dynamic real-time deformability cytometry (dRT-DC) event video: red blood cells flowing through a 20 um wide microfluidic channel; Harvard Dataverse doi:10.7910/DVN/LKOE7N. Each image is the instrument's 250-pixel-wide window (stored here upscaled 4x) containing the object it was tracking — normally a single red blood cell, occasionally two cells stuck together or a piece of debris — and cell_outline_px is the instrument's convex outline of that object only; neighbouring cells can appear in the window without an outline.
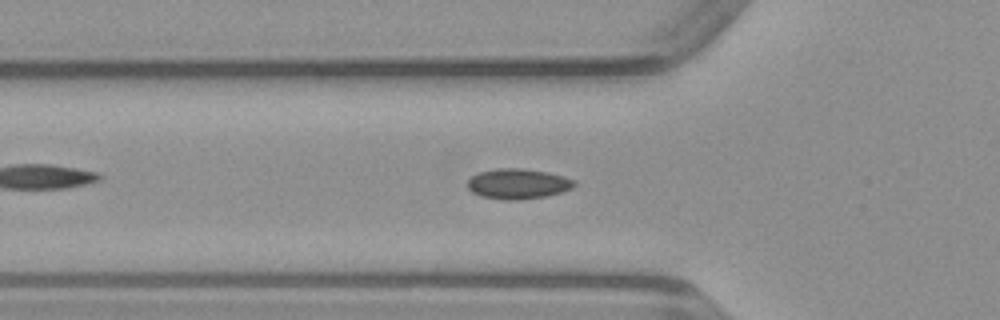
{"species": "common noctule bat (a hibernating species)", "species_latin": "Nyctalus noctula", "temperature_condition": "warm", "stored_images_in_passage": 49, "camera_frame_rate_fps": 3000, "um_per_image_px": 0.085, "animal": {"sex": "male", "body_mass_g": 23.1, "forearm_length_mm": 52.7}, "frame": {"image": 1, "passage_image": 15, "time_ms": 4.667, "image_size_px": [1000, 320], "cell_outline_px": [[576, 184], [572, 188], [548, 196], [520, 200], [504, 200], [480, 196], [472, 192], [468, 188], [468, 180], [472, 176], [480, 172], [496, 168], [520, 168], [548, 172], [564, 176], [576, 180]], "centroid_in_image_um": [44.04, 15.63], "position_along_channel_um": 81.8, "area_um2": 18.96}}
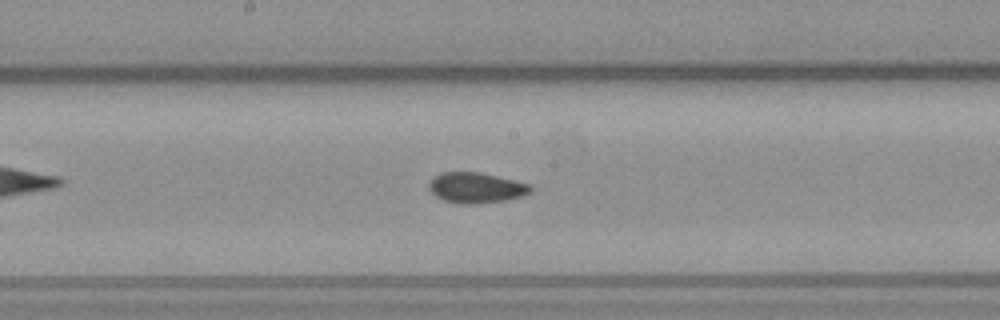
{"frame": {"image": 2, "passage_image": 24, "time_ms": 7.667, "image_size_px": [1000, 320], "cell_outline_px": [[532, 192], [524, 196], [504, 200], [476, 204], [460, 204], [444, 200], [436, 196], [428, 188], [428, 184], [440, 172], [480, 172], [532, 184]], "centroid_in_image_um": [40.51, 15.96], "position_along_channel_um": 207.7, "area_um2": 18.15}}
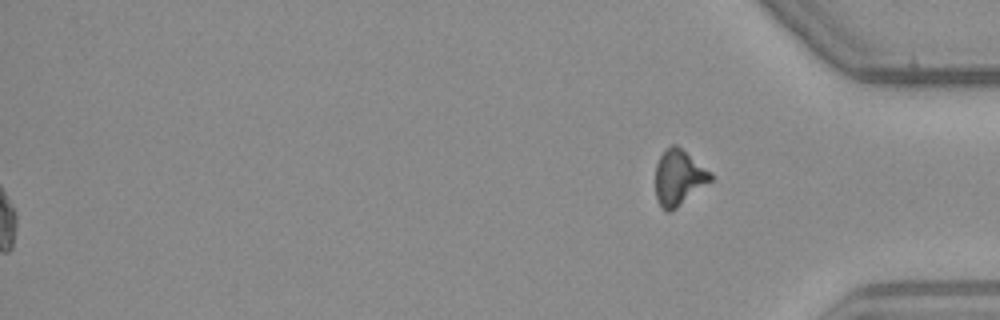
{"frame": {"image": 3, "passage_image": 49, "time_ms": 16.0, "image_size_px": [1000, 320], "cell_outline_px": [[712, 180], [676, 208], [668, 212], [656, 200], [656, 164], [660, 156], [672, 144], [676, 144], [712, 172]], "centroid_in_image_um": [57.7, 15.08], "position_along_channel_um": 377.5, "area_um2": 17.57}}